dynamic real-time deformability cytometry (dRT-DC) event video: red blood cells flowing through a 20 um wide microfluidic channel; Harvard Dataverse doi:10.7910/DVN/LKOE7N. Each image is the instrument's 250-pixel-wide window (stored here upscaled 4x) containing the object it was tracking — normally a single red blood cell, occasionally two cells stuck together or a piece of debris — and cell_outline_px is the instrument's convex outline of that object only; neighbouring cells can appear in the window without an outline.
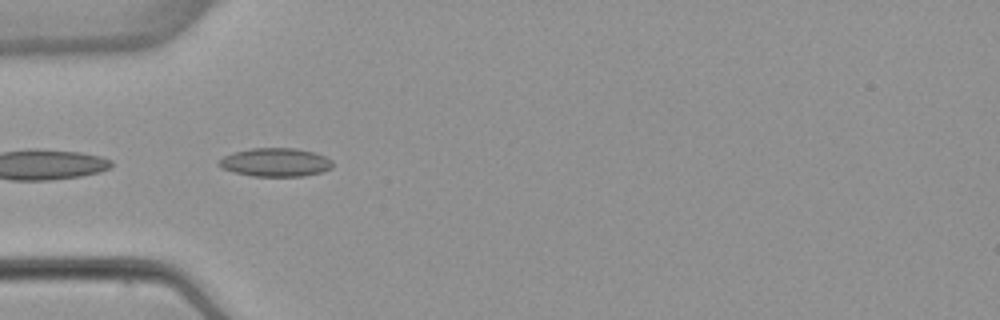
{"species": "common noctule bat (a hibernating species)", "species_latin": "Nyctalus noctula", "temperature_condition": "warm", "stored_images_in_passage": 6, "segment_of_instrument_passage": [2, 2], "camera_frame_rate_fps": 3000, "um_per_image_px": 0.085, "animal": {"sex": "female", "body_mass_g": 22.7, "forearm_length_mm": 54.2}, "frame": {"image": 1, "passage_image": 5, "time_ms": 5.0, "image_size_px": [1000, 320], "cell_outline_px": [[332, 168], [320, 172], [304, 176], [252, 176], [220, 168], [216, 164], [224, 156], [232, 152], [252, 148], [296, 148], [316, 152], [332, 160]], "centroid_in_image_um": [23.41, 13.79], "position_along_channel_um": 61.6, "area_um2": 18.96}}
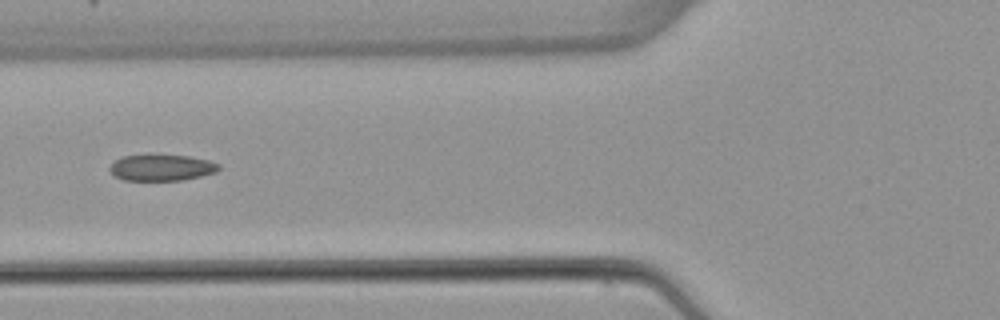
{"frame": {"image": 2, "passage_image": 6, "time_ms": 6.333, "image_size_px": [1000, 320], "cell_outline_px": [[220, 168], [216, 172], [200, 176], [180, 180], [124, 180], [116, 176], [108, 168], [120, 156], [148, 152], [188, 156], [208, 160], [220, 164]], "centroid_in_image_um": [13.71, 14.19], "position_along_channel_um": 112.1, "area_um2": 17.22}}